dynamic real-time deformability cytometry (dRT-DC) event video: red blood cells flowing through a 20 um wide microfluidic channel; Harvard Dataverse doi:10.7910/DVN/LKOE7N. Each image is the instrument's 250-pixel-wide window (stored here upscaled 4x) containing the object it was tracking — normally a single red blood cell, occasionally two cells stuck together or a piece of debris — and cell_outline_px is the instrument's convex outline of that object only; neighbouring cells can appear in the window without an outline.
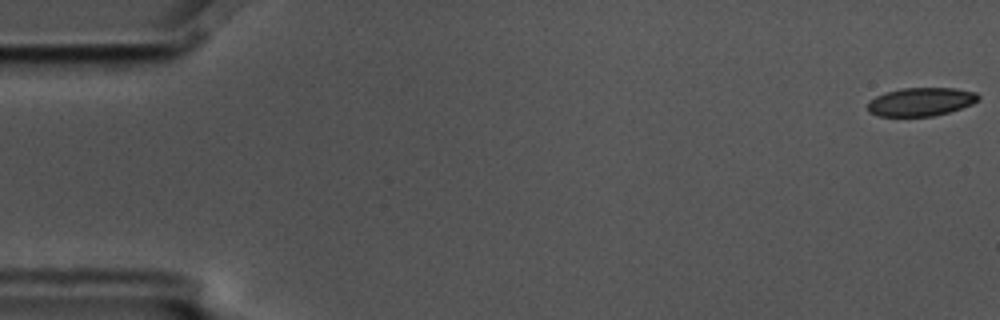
{"species": "common noctule bat (a hibernating species)", "species_latin": "Nyctalus noctula", "temperature_condition": "cold", "stored_images_in_passage": 6, "camera_frame_rate_fps": 3000, "um_per_image_px": 0.085, "animal": {"sex": "male", "body_mass_g": 17.5, "forearm_length_mm": 52.3}, "frame": {"image": 1, "passage_image": 1, "time_ms": 0.0, "image_size_px": [1000, 320], "cell_outline_px": [[980, 100], [972, 104], [948, 112], [932, 116], [876, 116], [868, 112], [868, 100], [884, 92], [900, 88], [956, 88], [976, 92], [980, 96]], "centroid_in_image_um": [78.26, 8.64], "position_along_channel_um": 6.7, "area_um2": 18.5}}
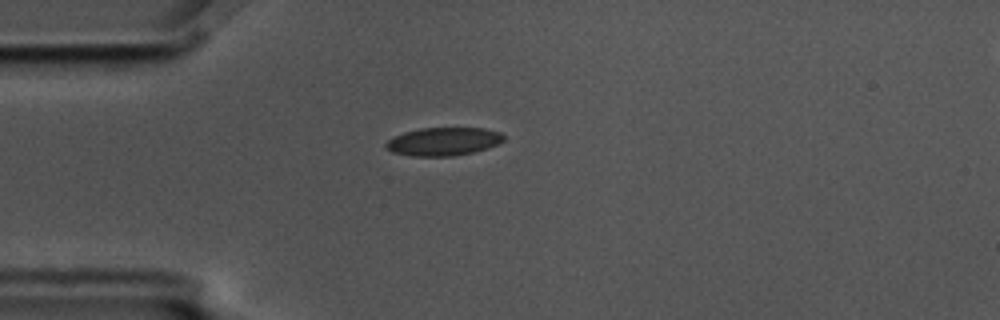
{"frame": {"image": 2, "passage_image": 5, "time_ms": 1.333, "image_size_px": [1000, 320], "cell_outline_px": [[504, 140], [488, 148], [472, 152], [452, 156], [412, 156], [392, 152], [384, 144], [388, 140], [404, 132], [420, 128], [484, 128], [500, 132], [504, 136]], "centroid_in_image_um": [37.69, 12.02], "position_along_channel_um": 47.3, "area_um2": 19.19}}